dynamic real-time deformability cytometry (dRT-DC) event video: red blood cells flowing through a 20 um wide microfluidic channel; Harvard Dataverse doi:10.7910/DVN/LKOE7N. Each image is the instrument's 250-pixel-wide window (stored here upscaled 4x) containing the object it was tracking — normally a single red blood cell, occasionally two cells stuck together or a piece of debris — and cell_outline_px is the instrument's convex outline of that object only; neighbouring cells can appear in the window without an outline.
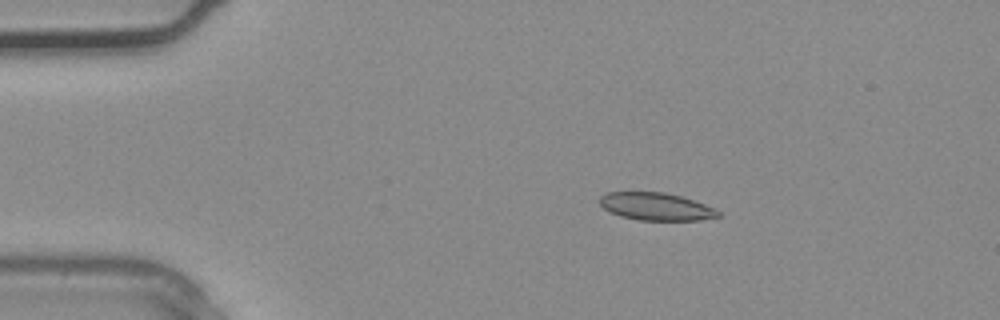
{"species": "common noctule bat (a hibernating species)", "species_latin": "Nyctalus noctula", "temperature_condition": "warm", "stored_images_in_passage": 3, "camera_frame_rate_fps": 3000, "um_per_image_px": 0.085, "animal": {"sex": "male", "body_mass_g": 20.4}, "frame": {"image": 1, "passage_image": 2, "time_ms": 0.333, "image_size_px": [1000, 320], "cell_outline_px": [[720, 216], [700, 220], [640, 220], [620, 216], [604, 208], [600, 204], [600, 196], [608, 192], [664, 192], [680, 196], [716, 208], [720, 212]], "centroid_in_image_um": [55.78, 17.55], "position_along_channel_um": 29.2, "area_um2": 18.9}}